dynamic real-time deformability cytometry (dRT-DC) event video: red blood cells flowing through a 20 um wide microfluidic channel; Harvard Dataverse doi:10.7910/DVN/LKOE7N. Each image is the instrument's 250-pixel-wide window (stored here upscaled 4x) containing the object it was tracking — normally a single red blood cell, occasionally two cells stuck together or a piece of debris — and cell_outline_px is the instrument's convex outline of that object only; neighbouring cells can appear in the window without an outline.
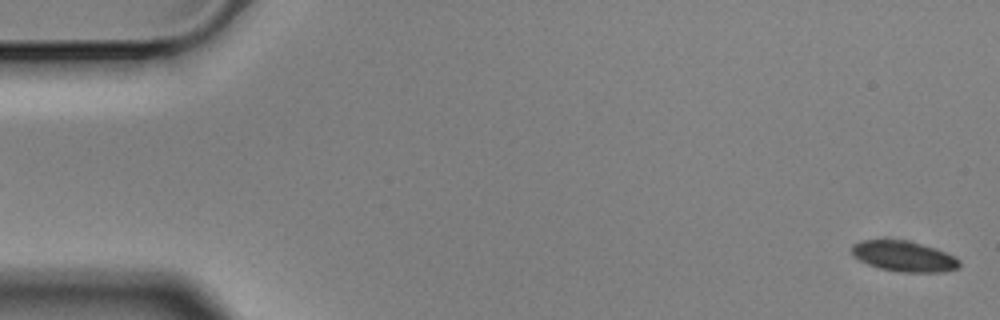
{"species": "Egyptian fruit bat (a non-hibernating species)", "species_latin": "Rousettus aegyptiacus", "temperature_condition": "cold", "stored_images_in_passage": 5, "segment_of_instrument_passage": [2, 2], "camera_frame_rate_fps": 3000, "um_per_image_px": 0.085, "animal": {"sex": "male"}, "frame": {"image": 1, "passage_image": 5, "time_ms": 1.333, "image_size_px": [1000, 320], "cell_outline_px": [[960, 268], [944, 272], [896, 272], [880, 268], [868, 264], [852, 256], [852, 244], [860, 240], [908, 240], [936, 248], [956, 256], [960, 260]], "centroid_in_image_um": [76.86, 21.79], "position_along_channel_um": 8.1, "area_um2": 19.42}}